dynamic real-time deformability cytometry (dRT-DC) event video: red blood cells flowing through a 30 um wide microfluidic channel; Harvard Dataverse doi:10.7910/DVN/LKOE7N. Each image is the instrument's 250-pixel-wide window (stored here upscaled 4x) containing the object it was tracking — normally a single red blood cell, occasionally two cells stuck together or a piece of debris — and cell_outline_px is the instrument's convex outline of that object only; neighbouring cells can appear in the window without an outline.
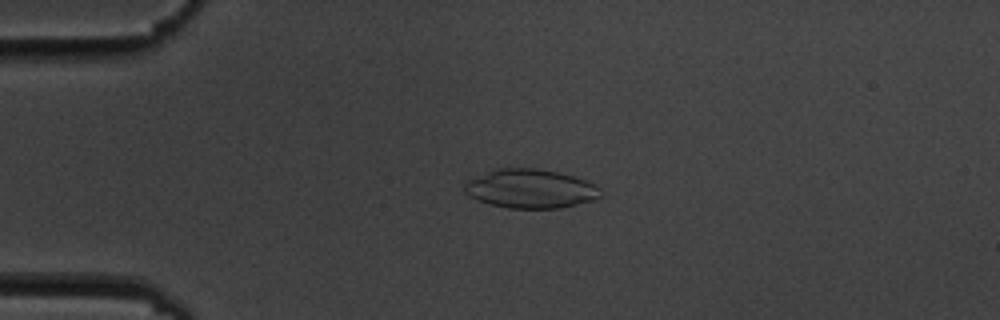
{"species": "common noctule bat (a hibernating species)", "species_latin": "Nyctalus noctula", "temperature_condition": "cold", "stored_images_in_passage": 4, "camera_frame_rate_fps": 3000, "um_per_image_px": 0.085, "animal": {"sex": "male", "body_mass_g": 19.5, "forearm_length_mm": 54.6}, "frame": {"image": 1, "passage_image": 3, "time_ms": 2.333, "image_size_px": [1000, 320], "cell_outline_px": [[604, 196], [596, 200], [560, 208], [508, 208], [488, 204], [476, 200], [468, 196], [464, 192], [464, 184], [468, 180], [492, 168], [536, 168], [556, 172], [572, 176], [584, 180], [600, 188]], "centroid_in_image_um": [45.06, 16.05], "position_along_channel_um": 39.9, "area_um2": 31.21}}